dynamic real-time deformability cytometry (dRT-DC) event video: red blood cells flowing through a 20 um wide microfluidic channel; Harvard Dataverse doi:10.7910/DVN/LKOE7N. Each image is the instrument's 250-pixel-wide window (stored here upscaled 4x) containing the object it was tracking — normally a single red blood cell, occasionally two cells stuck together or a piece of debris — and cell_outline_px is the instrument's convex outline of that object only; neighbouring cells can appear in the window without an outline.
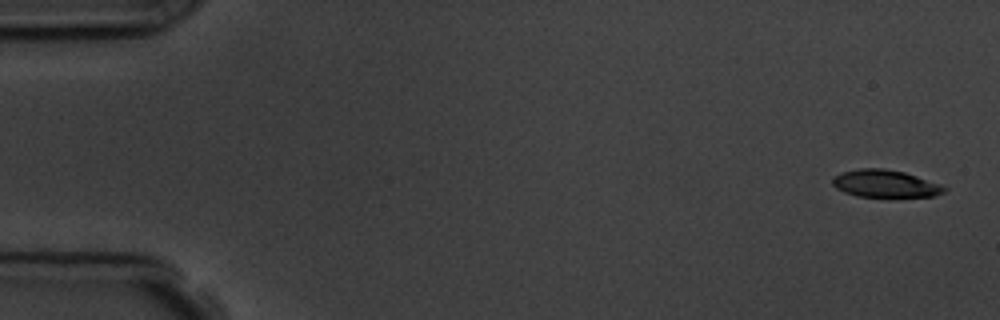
{"species": "common noctule bat (a hibernating species)", "species_latin": "Nyctalus noctula", "temperature_condition": "room temperature", "stored_images_in_passage": 5, "camera_frame_rate_fps": 3000, "um_per_image_px": 0.085, "animal": {"sex": "male", "body_mass_g": 19.5, "forearm_length_mm": 54.6}, "frame": {"image": 1, "passage_image": 1, "time_ms": 0.0, "image_size_px": [1000, 320], "cell_outline_px": [[948, 188], [944, 192], [936, 196], [856, 196], [844, 192], [836, 188], [832, 184], [832, 176], [844, 172], [860, 168], [884, 168], [904, 172], [916, 176]], "centroid_in_image_um": [75.19, 15.6], "position_along_channel_um": 9.8, "area_um2": 17.57}}
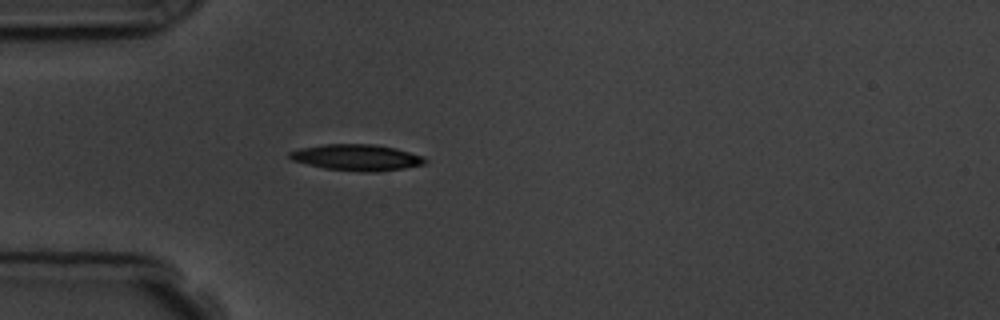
{"frame": {"image": 2, "passage_image": 5, "time_ms": 4.667, "image_size_px": [1000, 320], "cell_outline_px": [[428, 160], [424, 164], [404, 168], [376, 172], [364, 172], [324, 168], [292, 160], [288, 156], [288, 152], [300, 148], [324, 144], [372, 144], [396, 148], [424, 156]], "centroid_in_image_um": [30.34, 13.38], "position_along_channel_um": 54.7, "area_um2": 20.69}}